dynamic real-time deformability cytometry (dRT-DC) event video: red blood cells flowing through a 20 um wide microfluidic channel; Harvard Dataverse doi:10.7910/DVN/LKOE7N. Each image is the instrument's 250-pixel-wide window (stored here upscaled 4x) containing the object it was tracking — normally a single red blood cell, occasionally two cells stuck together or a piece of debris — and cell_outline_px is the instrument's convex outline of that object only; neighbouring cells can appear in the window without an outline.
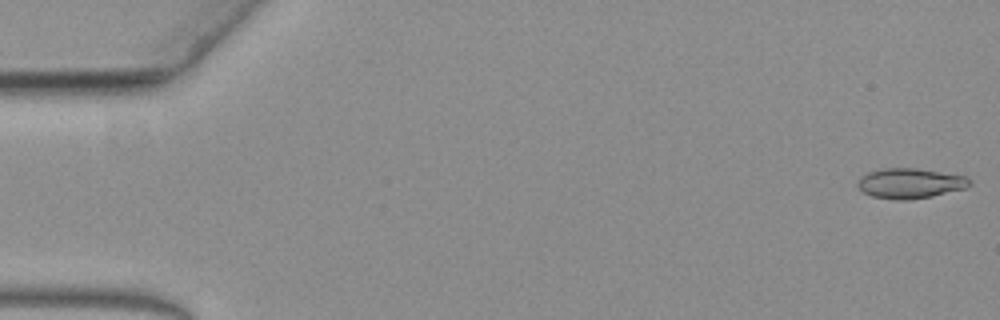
{"species": "common noctule bat (a hibernating species)", "species_latin": "Nyctalus noctula", "temperature_condition": "warm", "stored_images_in_passage": 39, "camera_frame_rate_fps": 3000, "um_per_image_px": 0.085, "animal": {"sex": "female", "body_mass_g": 19.3, "forearm_length_mm": 54.1}, "frame": {"image": 1, "passage_image": 1, "time_ms": 0.0, "image_size_px": [1000, 320], "cell_outline_px": [[972, 184], [968, 188], [932, 196], [908, 200], [896, 200], [872, 196], [864, 192], [856, 184], [860, 176], [868, 172], [880, 168], [916, 168], [964, 176], [972, 180]], "centroid_in_image_um": [77.36, 15.58], "position_along_channel_um": 7.6, "area_um2": 19.77}}
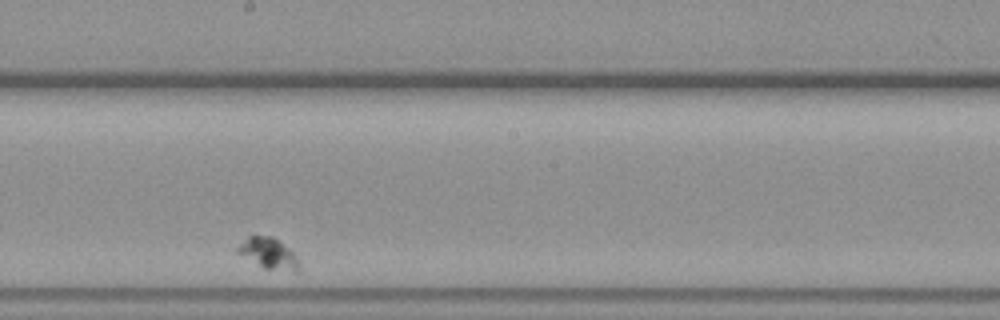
{"frame": {"image": 2, "passage_image": 24, "time_ms": 7.667, "image_size_px": [1000, 320], "cell_outline_px": [[300, 272], [296, 272], [264, 268], [236, 252], [236, 248], [248, 236], [272, 236], [288, 248], [296, 256], [300, 264]], "centroid_in_image_um": [22.85, 21.55], "position_along_channel_um": 225.3, "area_um2": 10.92}}
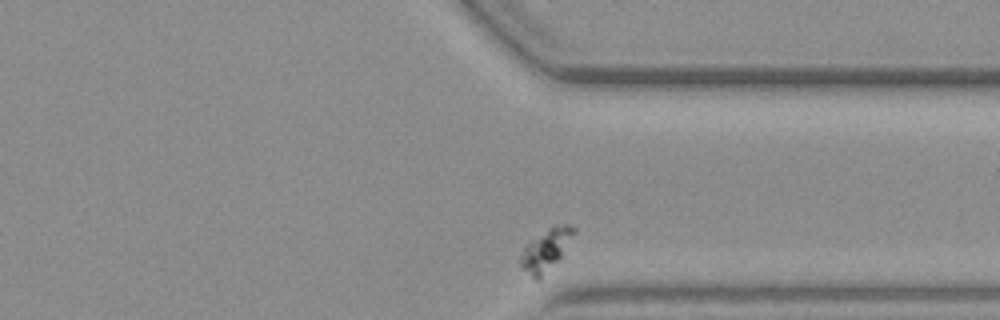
{"frame": {"image": 3, "passage_image": 39, "time_ms": 12.667, "image_size_px": [1000, 320], "cell_outline_px": [[576, 232], [560, 256], [536, 280], [520, 268], [520, 256], [524, 244], [548, 228], [564, 224], [568, 224], [576, 228]], "centroid_in_image_um": [46.35, 21.2], "position_along_channel_um": 365.0, "area_um2": 12.54}}